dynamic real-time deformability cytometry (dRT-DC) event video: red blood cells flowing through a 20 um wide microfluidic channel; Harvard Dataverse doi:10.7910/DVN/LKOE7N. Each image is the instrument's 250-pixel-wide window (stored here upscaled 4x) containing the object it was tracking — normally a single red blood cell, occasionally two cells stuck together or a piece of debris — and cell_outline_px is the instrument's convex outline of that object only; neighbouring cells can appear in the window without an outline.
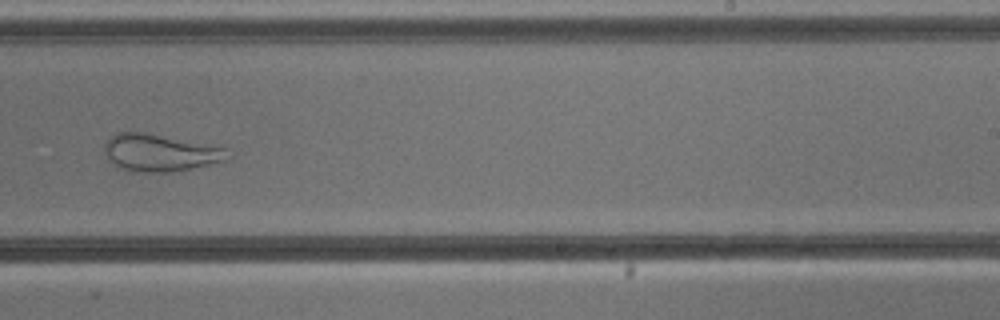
{"species": "common noctule bat (a hibernating species)", "species_latin": "Nyctalus noctula", "temperature_condition": "cold", "stored_images_in_passage": 8, "camera_frame_rate_fps": 3000, "um_per_image_px": 0.085, "animal": {"sex": "male", "body_mass_g": 13.3}, "frame": {"image": 1, "passage_image": 8, "time_ms": 9.0, "image_size_px": [1000, 320], "cell_outline_px": [[228, 160], [192, 168], [168, 172], [128, 172], [112, 164], [108, 160], [104, 152], [104, 144], [116, 132], [148, 132], [208, 144], [224, 148]], "centroid_in_image_um": [13.53, 12.98], "position_along_channel_um": 275.5, "area_um2": 26.82}}